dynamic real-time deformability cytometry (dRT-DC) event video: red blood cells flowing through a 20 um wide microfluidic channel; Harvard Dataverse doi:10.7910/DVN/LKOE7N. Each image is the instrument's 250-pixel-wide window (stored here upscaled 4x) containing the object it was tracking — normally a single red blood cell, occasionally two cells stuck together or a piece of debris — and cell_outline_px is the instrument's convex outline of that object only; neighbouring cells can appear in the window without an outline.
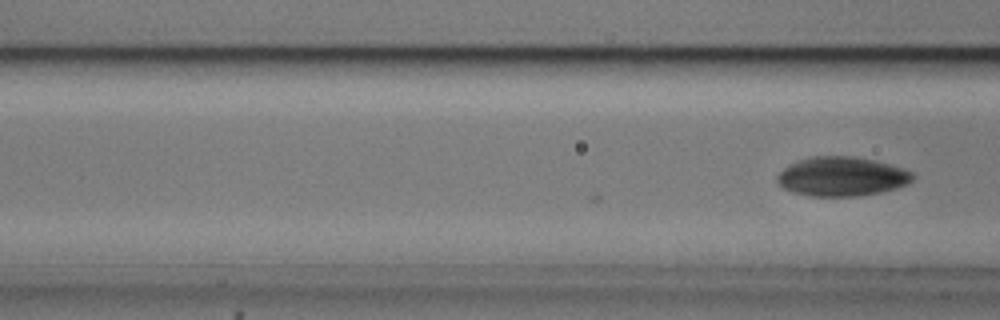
{"species": "common noctule bat (a hibernating species)", "species_latin": "Nyctalus noctula", "temperature_condition": "cold", "stored_images_in_passage": 3, "camera_frame_rate_fps": 3000, "um_per_image_px": 0.085, "animal": {"sex": "male", "body_mass_g": 20.5, "forearm_length_mm": 52.5}, "frame": {"image": 1, "passage_image": 3, "time_ms": 0.667, "image_size_px": [1000, 320], "cell_outline_px": [[916, 176], [908, 184], [896, 188], [880, 192], [856, 196], [812, 196], [796, 192], [784, 188], [776, 180], [776, 176], [788, 164], [796, 160], [812, 156], [856, 156], [876, 160], [904, 168], [912, 172]], "centroid_in_image_um": [71.58, 14.98], "position_along_channel_um": 95.0, "area_um2": 31.15}}